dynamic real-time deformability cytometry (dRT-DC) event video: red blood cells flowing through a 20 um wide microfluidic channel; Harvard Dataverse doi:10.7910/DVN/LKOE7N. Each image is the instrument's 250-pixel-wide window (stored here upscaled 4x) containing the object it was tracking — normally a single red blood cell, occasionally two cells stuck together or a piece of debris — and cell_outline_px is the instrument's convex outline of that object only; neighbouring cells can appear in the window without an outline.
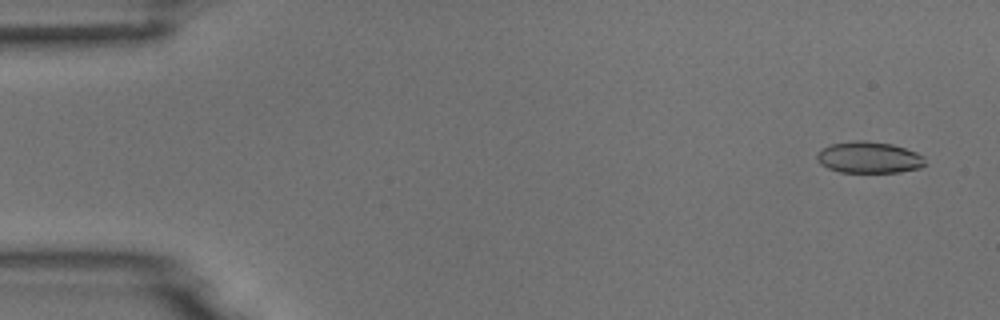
{"species": "common noctule bat (a hibernating species)", "species_latin": "Nyctalus noctula", "temperature_condition": "room temperature", "stored_images_in_passage": 6, "camera_frame_rate_fps": 3000, "um_per_image_px": 0.085, "animal": {"sex": "male", "body_mass_g": 18.8}, "frame": {"image": 1, "passage_image": 1, "time_ms": 0.0, "image_size_px": [1000, 320], "cell_outline_px": [[928, 164], [920, 168], [900, 172], [840, 172], [828, 168], [820, 164], [816, 160], [816, 156], [824, 148], [832, 144], [852, 140], [864, 140], [892, 144], [916, 152], [924, 156]], "centroid_in_image_um": [73.9, 13.39], "position_along_channel_um": 11.1, "area_um2": 19.94}}
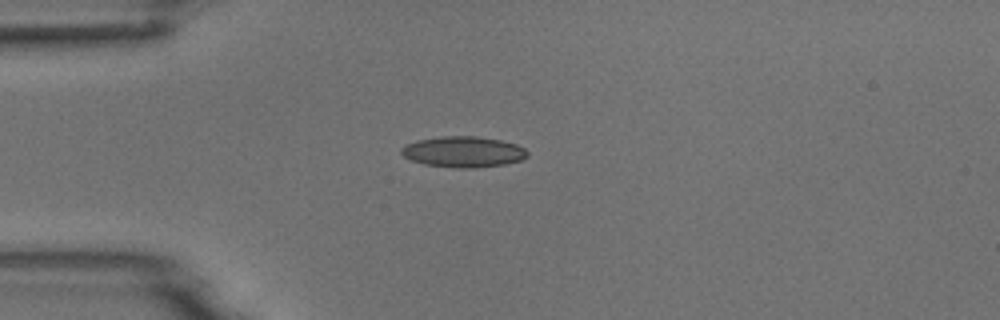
{"frame": {"image": 2, "passage_image": 4, "time_ms": 3.667, "image_size_px": [1000, 320], "cell_outline_px": [[528, 156], [520, 160], [504, 164], [472, 168], [456, 168], [424, 164], [412, 160], [404, 156], [400, 152], [400, 148], [404, 144], [416, 140], [440, 136], [476, 136], [500, 140], [516, 144], [524, 148], [528, 152]], "centroid_in_image_um": [39.35, 12.9], "position_along_channel_um": 45.7, "area_um2": 22.72}}